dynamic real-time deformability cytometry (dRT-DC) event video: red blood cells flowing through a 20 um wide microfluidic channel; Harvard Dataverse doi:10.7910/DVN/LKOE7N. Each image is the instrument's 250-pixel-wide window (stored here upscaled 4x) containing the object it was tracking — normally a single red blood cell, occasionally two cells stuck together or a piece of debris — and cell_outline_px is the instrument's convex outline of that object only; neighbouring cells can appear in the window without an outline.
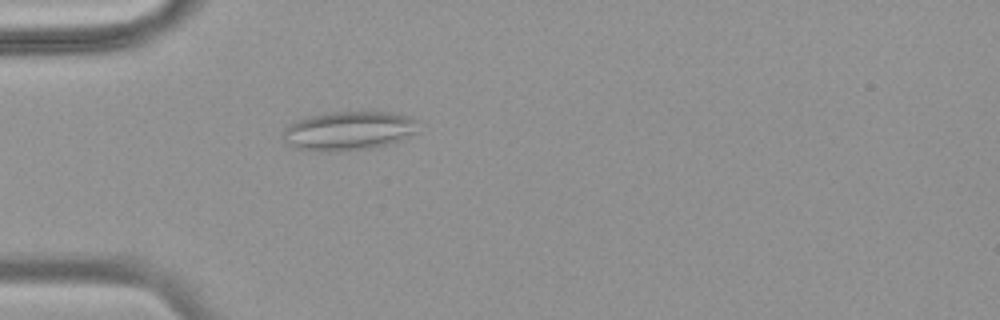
{"species": "common noctule bat (a hibernating species)", "species_latin": "Nyctalus noctula", "temperature_condition": "warm", "stored_images_in_passage": 55, "camera_frame_rate_fps": 3000, "um_per_image_px": 0.085, "animal": {"sex": "female", "body_mass_g": 18.4}, "frame": {"image": 1, "passage_image": 17, "time_ms": 5.333, "image_size_px": [1000, 320], "cell_outline_px": [[420, 120], [416, 132], [388, 144], [376, 148], [340, 152], [336, 152], [296, 148], [288, 144], [284, 140], [284, 128], [288, 124], [296, 120], [312, 116], [332, 112], [392, 112], [408, 116]], "centroid_in_image_um": [29.66, 11.12], "position_along_channel_um": 55.3, "area_um2": 30.75}}
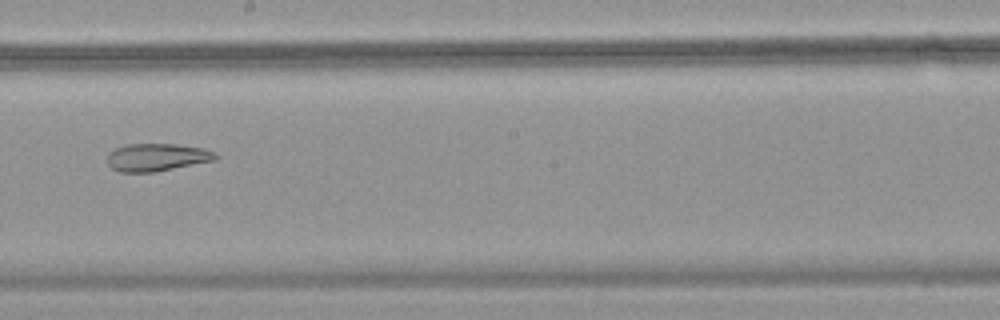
{"frame": {"image": 2, "passage_image": 32, "time_ms": 10.333, "image_size_px": [1000, 320], "cell_outline_px": [[220, 156], [216, 160], [156, 172], [120, 172], [112, 168], [108, 164], [108, 152], [116, 148], [128, 144], [176, 144], [204, 148], [216, 152]], "centroid_in_image_um": [13.38, 13.37], "position_along_channel_um": 234.8, "area_um2": 17.63}}
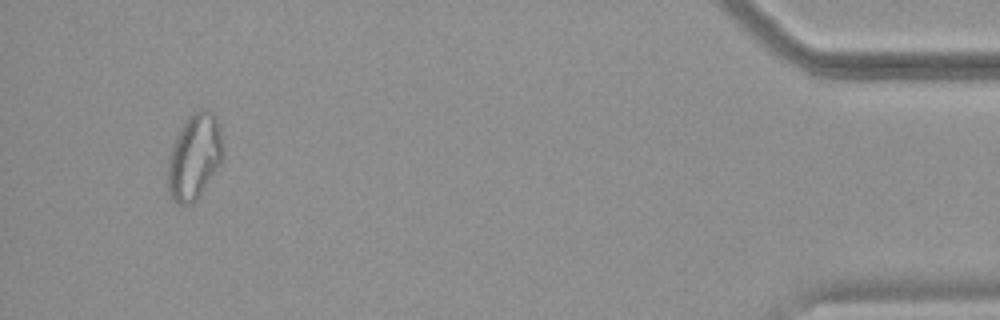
{"frame": {"image": 3, "passage_image": 52, "time_ms": 17.0, "image_size_px": [1000, 320], "cell_outline_px": [[224, 156], [220, 164], [196, 200], [192, 204], [176, 204], [168, 188], [168, 156], [172, 144], [180, 128], [188, 116], [200, 108], [204, 108], [212, 112], [216, 116], [220, 128], [224, 144]], "centroid_in_image_um": [16.54, 13.28], "position_along_channel_um": 418.7, "area_um2": 27.74}, "authors_computed_cell_mechanics": {"area_um2": 25.432, "velocity_mm_per_s": 3.7785, "shape_relaxation_time_tau1_ms": null, "shape_relaxation_time_tau2_ms": 3.9569, "deformation_change_tau1": null, "deformation_change_tau2": 0.123}}